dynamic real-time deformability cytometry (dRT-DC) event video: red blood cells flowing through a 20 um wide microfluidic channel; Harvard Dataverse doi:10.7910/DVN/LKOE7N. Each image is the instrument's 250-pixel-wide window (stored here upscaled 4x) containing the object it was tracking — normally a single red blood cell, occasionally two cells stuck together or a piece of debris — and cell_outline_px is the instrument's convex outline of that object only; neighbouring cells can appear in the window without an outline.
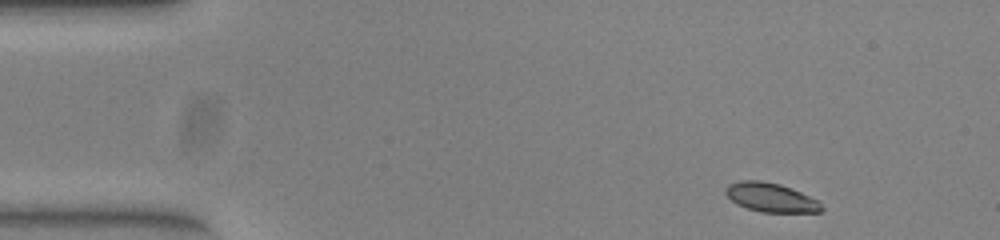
{"species": "common noctule bat (a hibernating species)", "species_latin": "Nyctalus noctula", "temperature_condition": "warm", "stored_images_in_passage": 47, "camera_frame_rate_fps": 3000, "um_per_image_px": 0.085, "animal": {"sex": "female", "body_mass_g": 23.0, "forearm_length_mm": 53.4}, "frame": {"image": 1, "passage_image": 1, "time_ms": 0.0, "image_size_px": [1000, 240], "cell_outline_px": [[824, 208], [820, 212], [760, 212], [736, 204], [724, 192], [724, 188], [728, 184], [740, 180], [760, 180], [780, 184], [820, 200]], "centroid_in_image_um": [65.53, 16.78], "position_along_channel_um": 19.5, "area_um2": 16.36}}
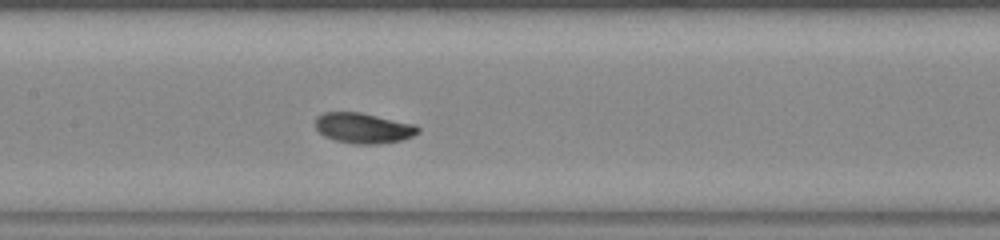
{"frame": {"image": 2, "passage_image": 20, "time_ms": 6.333, "image_size_px": [1000, 240], "cell_outline_px": [[420, 132], [412, 136], [400, 140], [380, 144], [352, 144], [336, 140], [324, 136], [316, 128], [316, 116], [324, 112], [360, 112], [416, 124], [420, 128]], "centroid_in_image_um": [30.9, 10.88], "position_along_channel_um": 176.5, "area_um2": 18.26}}
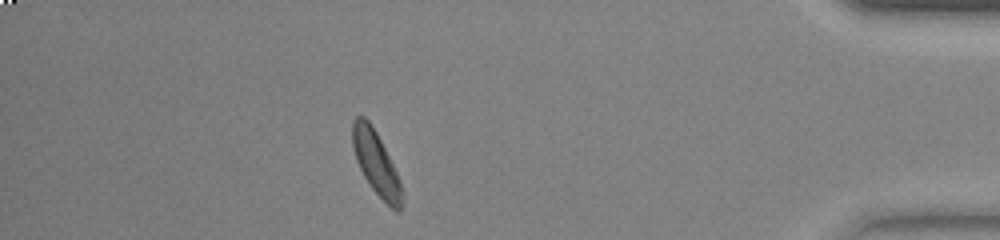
{"frame": {"image": 3, "passage_image": 41, "time_ms": 13.333, "image_size_px": [1000, 240], "cell_outline_px": [[404, 196], [400, 212], [396, 212], [372, 188], [364, 176], [356, 160], [352, 148], [352, 120], [356, 116], [364, 116], [368, 120], [376, 132], [400, 180]], "centroid_in_image_um": [31.96, 13.87], "position_along_channel_um": 403.2, "area_um2": 18.09}, "authors_computed_cell_mechanics": {"area_um2": 17.9758, "velocity_mm_per_s": 3.9276, "shape_relaxation_time_tau1_ms": 3.3921, "shape_relaxation_time_tau2_ms": null, "deformation_change_tau1": 0.1362, "deformation_change_tau2": null}}